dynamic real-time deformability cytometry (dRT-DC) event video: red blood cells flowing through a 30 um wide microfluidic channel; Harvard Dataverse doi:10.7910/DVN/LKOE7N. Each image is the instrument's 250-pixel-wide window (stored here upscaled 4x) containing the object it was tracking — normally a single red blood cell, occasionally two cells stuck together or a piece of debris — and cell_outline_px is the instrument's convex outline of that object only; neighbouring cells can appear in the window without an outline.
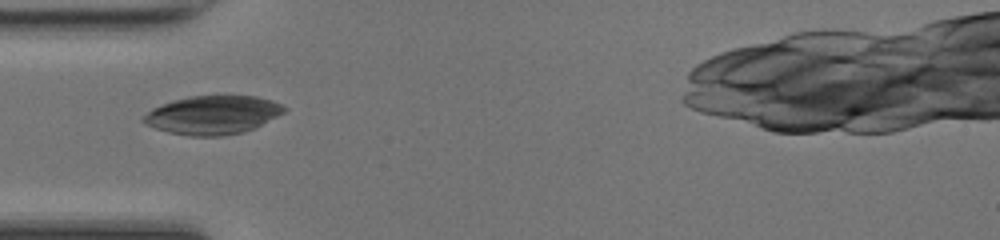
{"species": "common noctule bat (a hibernating species)", "species_latin": "Nyctalus noctula", "temperature_condition": "room temperature", "stored_images_in_passage": 33, "camera_frame_rate_fps": 3000, "um_per_image_px": 0.085, "animal": {"sex": "female", "body_mass_g": 17.0, "forearm_length_mm": 48.0}, "frame": {"image": 1, "passage_image": 2, "time_ms": 0.333, "image_size_px": [1000, 240], "cell_outline_px": [[288, 108], [284, 112], [256, 128], [244, 132], [224, 136], [188, 136], [168, 132], [156, 128], [140, 120], [152, 108], [172, 100], [192, 96], [256, 96], [272, 100]], "centroid_in_image_um": [18.1, 9.78], "position_along_channel_um": 66.9, "area_um2": 31.62}}
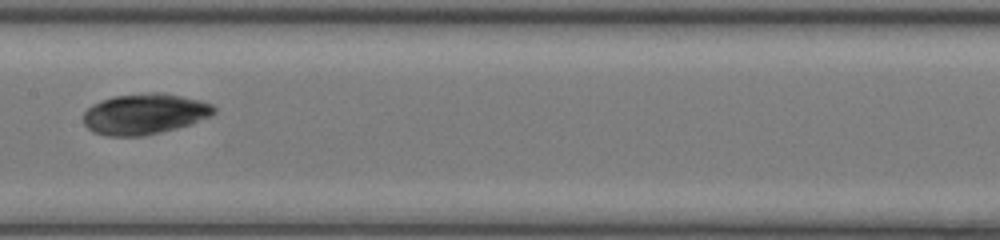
{"frame": {"image": 2, "passage_image": 11, "time_ms": 3.333, "image_size_px": [1000, 240], "cell_outline_px": [[216, 112], [192, 124], [144, 136], [108, 136], [92, 132], [84, 124], [84, 112], [92, 104], [100, 100], [112, 96], [148, 92], [164, 92], [200, 100], [212, 104], [216, 108]], "centroid_in_image_um": [12.28, 9.67], "position_along_channel_um": 195.1, "area_um2": 31.21}}
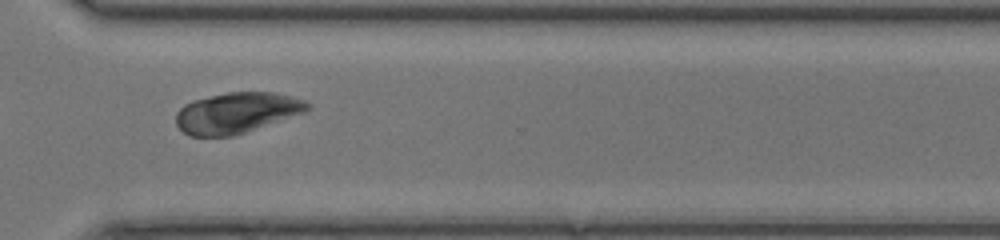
{"frame": {"image": 3, "passage_image": 22, "time_ms": 7.0, "image_size_px": [1000, 240], "cell_outline_px": [[312, 108], [304, 112], [232, 136], [188, 136], [176, 124], [176, 112], [184, 104], [192, 100], [228, 92], [272, 92], [304, 100], [312, 104]], "centroid_in_image_um": [20.09, 9.58], "position_along_channel_um": 350.5, "area_um2": 30.92}}